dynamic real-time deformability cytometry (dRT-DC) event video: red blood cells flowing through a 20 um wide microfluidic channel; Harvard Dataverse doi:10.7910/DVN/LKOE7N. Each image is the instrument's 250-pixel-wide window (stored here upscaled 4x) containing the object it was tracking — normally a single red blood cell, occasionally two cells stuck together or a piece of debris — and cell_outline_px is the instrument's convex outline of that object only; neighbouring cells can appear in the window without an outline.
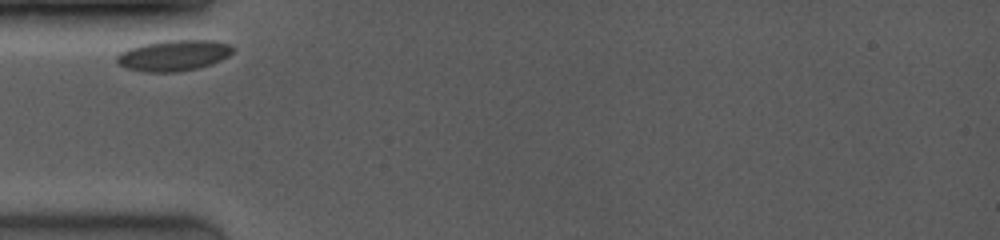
{"species": "common noctule bat (a hibernating species)", "species_latin": "Nyctalus noctula", "temperature_condition": "room temperature", "stored_images_in_passage": 3, "camera_frame_rate_fps": 4000, "um_per_image_px": 0.085, "animal": {"sex": "female", "body_mass_g": 19.0, "forearm_length_mm": 53.3}, "frame": {"image": 1, "passage_image": 1, "time_ms": 0.0, "image_size_px": [1000, 240], "cell_outline_px": [[232, 52], [228, 56], [220, 60], [196, 68], [176, 72], [144, 72], [128, 68], [120, 64], [116, 60], [116, 56], [120, 52], [128, 48], [144, 44], [164, 40], [212, 40], [228, 44], [232, 48]], "centroid_in_image_um": [14.72, 4.7], "position_along_channel_um": 70.3, "area_um2": 20.58}}